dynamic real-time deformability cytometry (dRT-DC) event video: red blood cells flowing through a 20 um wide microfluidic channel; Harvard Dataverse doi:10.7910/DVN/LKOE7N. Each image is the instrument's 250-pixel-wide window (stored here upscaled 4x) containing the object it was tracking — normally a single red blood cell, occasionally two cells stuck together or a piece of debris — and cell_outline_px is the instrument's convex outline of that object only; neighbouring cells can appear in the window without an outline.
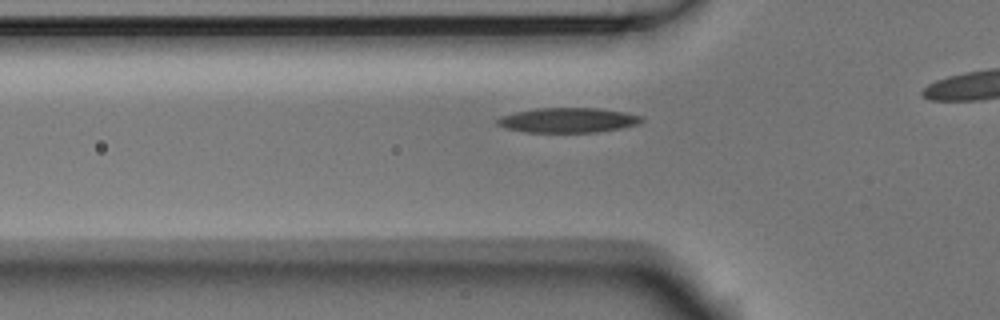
{"species": "Egyptian fruit bat (a non-hibernating species)", "species_latin": "Rousettus aegyptiacus", "temperature_condition": "room temperature", "stored_images_in_passage": 35, "camera_frame_rate_fps": 3000, "um_per_image_px": 0.085, "animal": {"sex": "male"}, "frame": {"image": 1, "passage_image": 9, "time_ms": 2.667, "image_size_px": [1000, 320], "cell_outline_px": [[644, 120], [636, 124], [620, 128], [596, 132], [524, 132], [504, 128], [496, 124], [496, 120], [500, 116], [516, 112], [536, 108], [600, 108], [624, 112], [644, 116]], "centroid_in_image_um": [48.25, 10.21], "position_along_channel_um": 77.5, "area_um2": 20.92}}
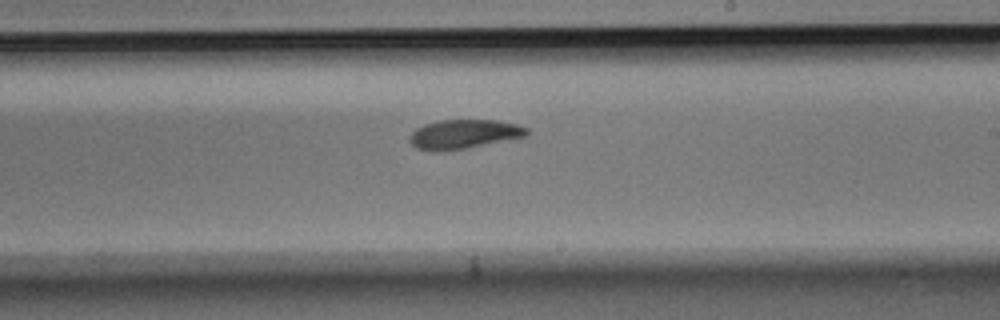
{"frame": {"image": 2, "passage_image": 23, "time_ms": 7.333, "image_size_px": [1000, 320], "cell_outline_px": [[528, 136], [464, 148], [436, 152], [432, 152], [416, 148], [408, 140], [412, 132], [416, 128], [424, 124], [440, 120], [496, 120], [516, 124], [528, 128]], "centroid_in_image_um": [39.4, 11.4], "position_along_channel_um": 249.6, "area_um2": 19.88}}
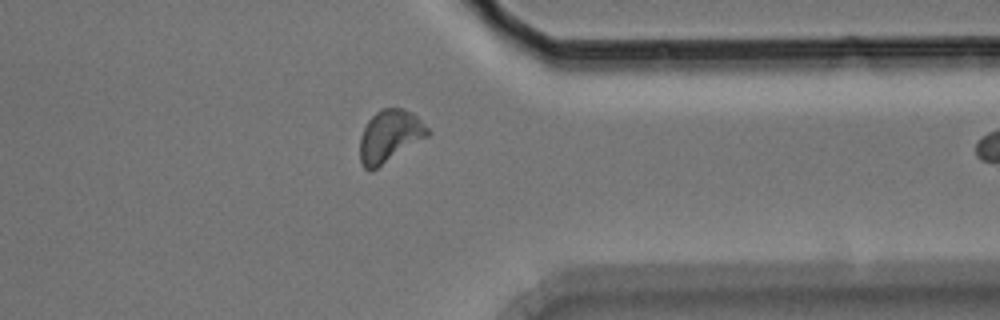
{"frame": {"image": 3, "passage_image": 34, "time_ms": 11.0, "image_size_px": [1000, 320], "cell_outline_px": [[432, 132], [428, 136], [372, 172], [368, 172], [364, 168], [360, 160], [360, 136], [368, 120], [380, 108], [404, 108], [412, 112]], "centroid_in_image_um": [33.11, 11.59], "position_along_channel_um": 378.3, "area_um2": 20.81}}